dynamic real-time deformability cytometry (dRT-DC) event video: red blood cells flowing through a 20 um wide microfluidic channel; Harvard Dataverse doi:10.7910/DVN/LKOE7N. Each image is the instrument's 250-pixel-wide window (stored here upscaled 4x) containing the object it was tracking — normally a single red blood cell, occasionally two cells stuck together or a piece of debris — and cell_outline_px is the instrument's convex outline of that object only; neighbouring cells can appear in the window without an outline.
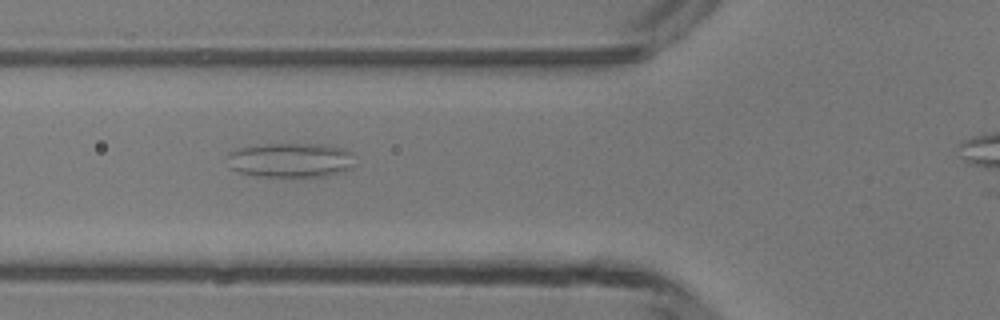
{"species": "common noctule bat (a hibernating species)", "species_latin": "Nyctalus noctula", "temperature_condition": "room temperature", "stored_images_in_passage": 4, "camera_frame_rate_fps": 3000, "um_per_image_px": 0.085, "animal": {"sex": "male", "body_mass_g": 13.3}, "frame": {"image": 1, "passage_image": 2, "time_ms": 1.0, "image_size_px": [1000, 320], "cell_outline_px": [[352, 168], [344, 172], [328, 176], [300, 180], [288, 180], [256, 176], [240, 172], [232, 168], [228, 156], [232, 152], [240, 148], [264, 144], [320, 144], [344, 148], [352, 152]], "centroid_in_image_um": [24.78, 13.68], "position_along_channel_um": 101.0, "area_um2": 26.65}}
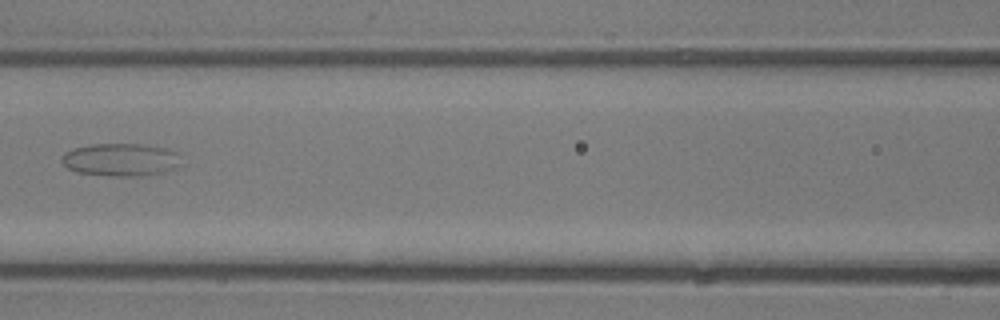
{"frame": {"image": 2, "passage_image": 3, "time_ms": 2.333, "image_size_px": [1000, 320], "cell_outline_px": [[180, 164], [176, 168], [160, 172], [140, 176], [112, 176], [76, 172], [68, 168], [60, 160], [64, 152], [76, 148], [92, 144], [140, 144], [168, 148], [176, 152]], "centroid_in_image_um": [10.24, 13.57], "position_along_channel_um": 156.4, "area_um2": 22.66}}
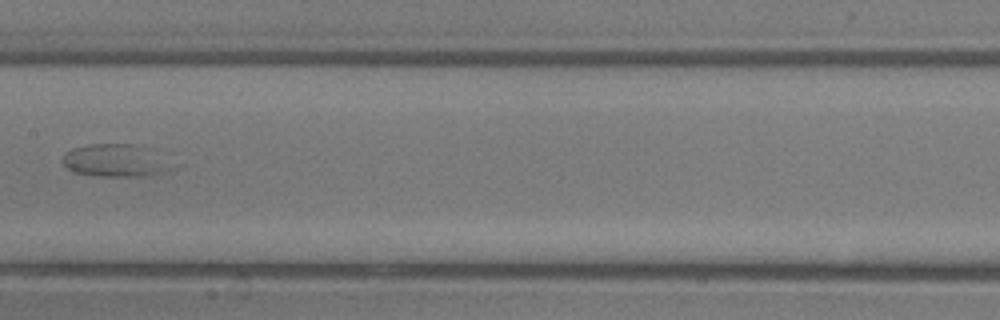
{"frame": {"image": 3, "passage_image": 4, "time_ms": 3.333, "image_size_px": [1000, 320], "cell_outline_px": [[160, 172], [144, 176], [100, 176], [72, 172], [60, 160], [64, 152], [72, 148], [88, 144], [136, 144], [156, 148], [160, 168]], "centroid_in_image_um": [9.56, 13.6], "position_along_channel_um": 197.8, "area_um2": 20.0}}